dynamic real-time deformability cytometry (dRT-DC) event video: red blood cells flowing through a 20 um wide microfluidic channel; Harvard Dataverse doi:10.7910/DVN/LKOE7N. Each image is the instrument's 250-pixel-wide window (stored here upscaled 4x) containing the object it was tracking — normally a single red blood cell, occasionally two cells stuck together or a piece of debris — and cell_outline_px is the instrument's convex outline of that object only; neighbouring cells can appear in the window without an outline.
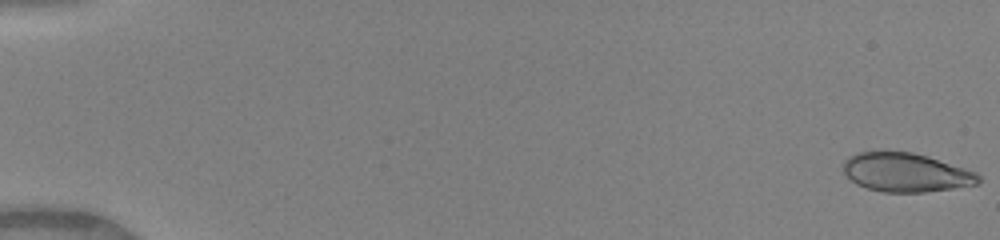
{"species": "human", "species_latin": "Homo sapiens", "temperature_condition": "warm", "stored_images_in_passage": 51, "segment_of_instrument_passage": [1, 2], "camera_frame_rate_fps": 3000, "um_per_image_px": 0.085, "donor": {"sex": "female"}, "frame": {"image": 1, "passage_image": 1, "time_ms": 0.0, "image_size_px": [1000, 240], "cell_outline_px": [[980, 184], [924, 192], [884, 192], [868, 188], [856, 184], [844, 172], [840, 164], [848, 156], [860, 152], [884, 148], [912, 152], [928, 156], [976, 172], [980, 176]], "centroid_in_image_um": [76.94, 14.61], "position_along_channel_um": 8.1, "area_um2": 31.27}}
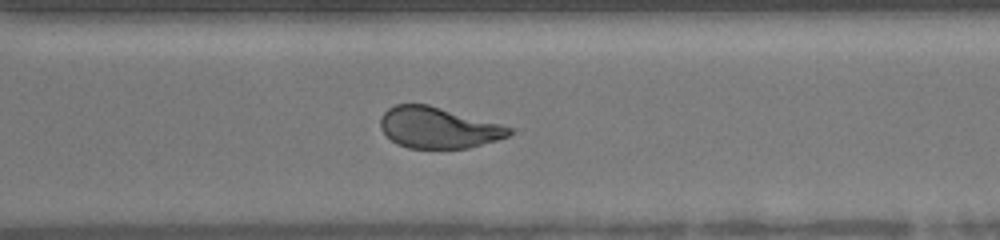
{"frame": {"image": 2, "passage_image": 37, "time_ms": 12.0, "image_size_px": [1000, 240], "cell_outline_px": [[512, 132], [508, 136], [496, 140], [468, 148], [408, 148], [396, 144], [380, 128], [380, 116], [388, 108], [396, 104], [428, 104], [500, 124], [512, 128]], "centroid_in_image_um": [37.21, 10.85], "position_along_channel_um": 333.4, "area_um2": 30.63}}
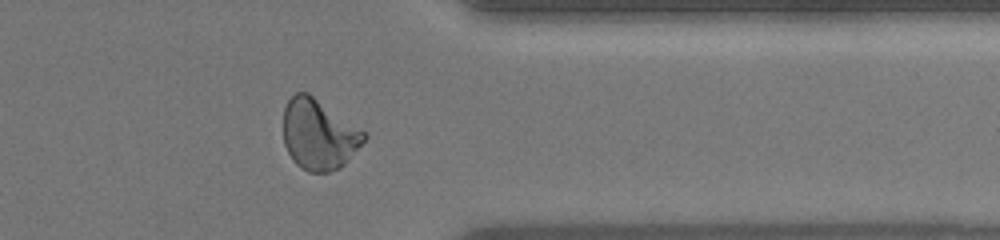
{"frame": {"image": 3, "passage_image": 41, "time_ms": 13.333, "image_size_px": [1000, 240], "cell_outline_px": [[368, 136], [344, 164], [340, 168], [328, 172], [308, 172], [300, 168], [292, 160], [284, 144], [284, 108], [288, 100], [296, 92], [308, 92], [368, 132]], "centroid_in_image_um": [27.11, 11.42], "position_along_channel_um": 384.3, "area_um2": 33.41}}